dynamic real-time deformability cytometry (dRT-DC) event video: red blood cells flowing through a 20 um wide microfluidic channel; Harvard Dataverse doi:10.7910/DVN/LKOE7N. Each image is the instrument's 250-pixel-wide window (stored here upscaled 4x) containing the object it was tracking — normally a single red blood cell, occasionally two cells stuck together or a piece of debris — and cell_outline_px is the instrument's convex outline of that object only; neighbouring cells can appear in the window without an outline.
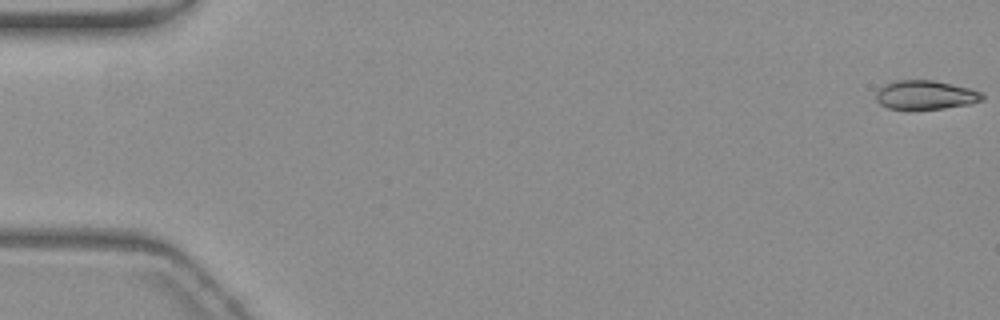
{"species": "common noctule bat (a hibernating species)", "species_latin": "Nyctalus noctula", "temperature_condition": "warm", "stored_images_in_passage": 57, "camera_frame_rate_fps": 3000, "um_per_image_px": 0.085, "animal": {"sex": "female", "body_mass_g": 19.3, "forearm_length_mm": 54.1}, "frame": {"image": 1, "passage_image": 1, "time_ms": 0.0, "image_size_px": [1000, 320], "cell_outline_px": [[984, 100], [972, 104], [944, 108], [888, 108], [880, 104], [876, 100], [876, 92], [884, 84], [896, 80], [932, 80], [968, 88], [980, 92], [984, 96]], "centroid_in_image_um": [78.67, 8.06], "position_along_channel_um": 6.3, "area_um2": 17.69}}
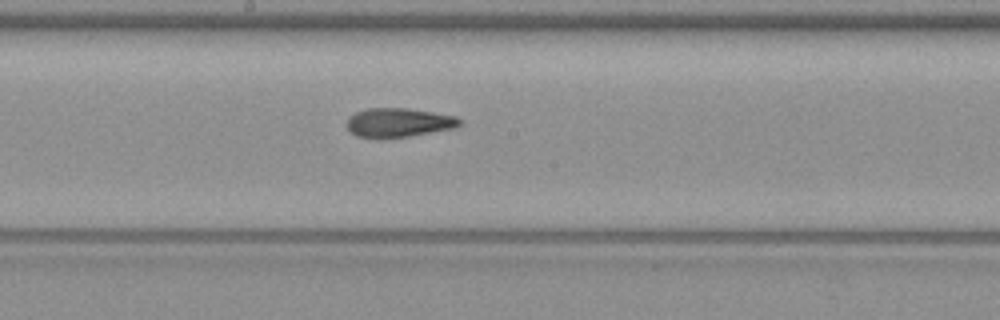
{"frame": {"image": 2, "passage_image": 31, "time_ms": 10.0, "image_size_px": [1000, 320], "cell_outline_px": [[464, 120], [456, 128], [408, 136], [380, 140], [356, 136], [348, 128], [348, 116], [356, 112], [368, 108], [408, 108], [456, 116]], "centroid_in_image_um": [33.89, 10.43], "position_along_channel_um": 214.3, "area_um2": 19.42}}
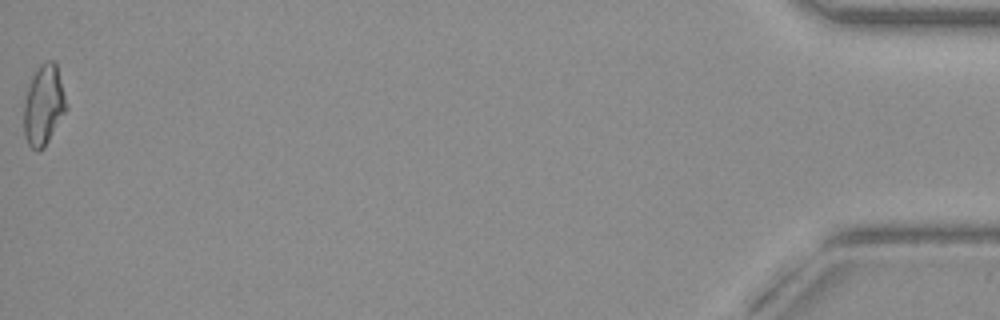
{"frame": {"image": 3, "passage_image": 57, "time_ms": 18.667, "image_size_px": [1000, 320], "cell_outline_px": [[68, 108], [44, 148], [36, 152], [28, 144], [24, 136], [24, 104], [28, 88], [32, 76], [40, 64], [44, 60], [56, 60], [68, 104]], "centroid_in_image_um": [3.74, 8.92], "position_along_channel_um": 431.5, "area_um2": 20.17}, "authors_computed_cell_mechanics": {"area_um2": 18.8428, "velocity_mm_per_s": 3.7076, "shape_relaxation_time_tau1_ms": 8.7283, "shape_relaxation_time_tau2_ms": 2.7454, "deformation_change_tau1": 0.2366, "deformation_change_tau2": 0.1169}}